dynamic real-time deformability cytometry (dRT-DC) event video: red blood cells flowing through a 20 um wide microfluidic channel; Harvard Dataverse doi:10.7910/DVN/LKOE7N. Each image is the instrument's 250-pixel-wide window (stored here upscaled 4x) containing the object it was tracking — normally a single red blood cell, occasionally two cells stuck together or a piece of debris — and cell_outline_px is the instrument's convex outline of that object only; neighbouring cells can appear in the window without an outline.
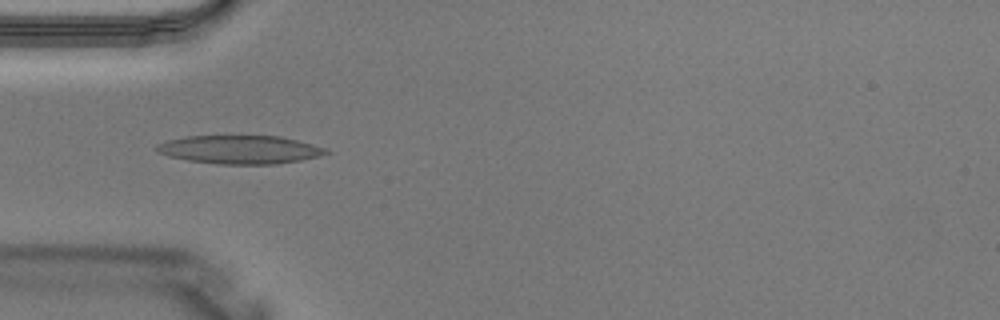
{"species": "Egyptian fruit bat (a non-hibernating species)", "species_latin": "Rousettus aegyptiacus", "temperature_condition": "warm", "stored_images_in_passage": 2, "camera_frame_rate_fps": 3000, "um_per_image_px": 0.085, "animal": {"sex": "male"}, "frame": {"image": 1, "passage_image": 1, "time_ms": 0.0, "image_size_px": [1000, 320], "cell_outline_px": [[332, 152], [320, 156], [300, 160], [276, 164], [216, 164], [188, 160], [168, 156], [156, 152], [156, 144], [168, 140], [188, 136], [280, 136], [328, 148]], "centroid_in_image_um": [20.4, 12.72], "position_along_channel_um": 64.6, "area_um2": 28.09}}